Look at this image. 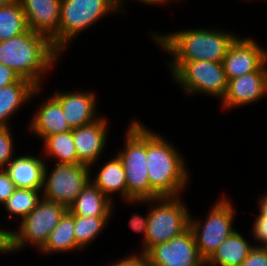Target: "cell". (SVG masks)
<instances>
[{"mask_svg":"<svg viewBox=\"0 0 267 266\" xmlns=\"http://www.w3.org/2000/svg\"><path fill=\"white\" fill-rule=\"evenodd\" d=\"M42 142L45 162L52 157L56 164H82L78 160L72 130L47 136Z\"/></svg>","mask_w":267,"mask_h":266,"instance_id":"24","label":"cell"},{"mask_svg":"<svg viewBox=\"0 0 267 266\" xmlns=\"http://www.w3.org/2000/svg\"><path fill=\"white\" fill-rule=\"evenodd\" d=\"M60 58L62 55L45 35L30 29L0 42V63L37 87H43V78L51 73Z\"/></svg>","mask_w":267,"mask_h":266,"instance_id":"2","label":"cell"},{"mask_svg":"<svg viewBox=\"0 0 267 266\" xmlns=\"http://www.w3.org/2000/svg\"><path fill=\"white\" fill-rule=\"evenodd\" d=\"M16 0H0V7L1 6H5V5H9L13 2H15Z\"/></svg>","mask_w":267,"mask_h":266,"instance_id":"38","label":"cell"},{"mask_svg":"<svg viewBox=\"0 0 267 266\" xmlns=\"http://www.w3.org/2000/svg\"><path fill=\"white\" fill-rule=\"evenodd\" d=\"M49 96L37 107L34 117H31L27 125L30 134L40 138L41 141L47 136L72 130L64 117L60 103L53 96Z\"/></svg>","mask_w":267,"mask_h":266,"instance_id":"17","label":"cell"},{"mask_svg":"<svg viewBox=\"0 0 267 266\" xmlns=\"http://www.w3.org/2000/svg\"><path fill=\"white\" fill-rule=\"evenodd\" d=\"M46 164L43 156L21 154L14 157L5 170L16 188L42 189Z\"/></svg>","mask_w":267,"mask_h":266,"instance_id":"19","label":"cell"},{"mask_svg":"<svg viewBox=\"0 0 267 266\" xmlns=\"http://www.w3.org/2000/svg\"><path fill=\"white\" fill-rule=\"evenodd\" d=\"M61 105L64 117L73 128H78L90 124L99 119L101 114L98 113V98L95 91H54L52 95Z\"/></svg>","mask_w":267,"mask_h":266,"instance_id":"16","label":"cell"},{"mask_svg":"<svg viewBox=\"0 0 267 266\" xmlns=\"http://www.w3.org/2000/svg\"><path fill=\"white\" fill-rule=\"evenodd\" d=\"M114 157L104 163L103 166L101 165L98 171L92 172L91 170V177L90 180L102 191L104 195H106L111 201H116L114 196L115 194L120 195L122 201H127V184H126V177L122 162L120 161L119 157L113 155Z\"/></svg>","mask_w":267,"mask_h":266,"instance_id":"20","label":"cell"},{"mask_svg":"<svg viewBox=\"0 0 267 266\" xmlns=\"http://www.w3.org/2000/svg\"><path fill=\"white\" fill-rule=\"evenodd\" d=\"M13 131L10 127L0 126V168H5L18 154H15Z\"/></svg>","mask_w":267,"mask_h":266,"instance_id":"28","label":"cell"},{"mask_svg":"<svg viewBox=\"0 0 267 266\" xmlns=\"http://www.w3.org/2000/svg\"><path fill=\"white\" fill-rule=\"evenodd\" d=\"M45 165L42 198L61 204L67 209L91 178V168L85 164ZM50 169V172H49Z\"/></svg>","mask_w":267,"mask_h":266,"instance_id":"10","label":"cell"},{"mask_svg":"<svg viewBox=\"0 0 267 266\" xmlns=\"http://www.w3.org/2000/svg\"><path fill=\"white\" fill-rule=\"evenodd\" d=\"M21 78L11 68L0 63V88L18 82Z\"/></svg>","mask_w":267,"mask_h":266,"instance_id":"34","label":"cell"},{"mask_svg":"<svg viewBox=\"0 0 267 266\" xmlns=\"http://www.w3.org/2000/svg\"><path fill=\"white\" fill-rule=\"evenodd\" d=\"M110 266H150L147 260V257L142 252H137L135 254L127 255L122 257L119 260L112 262Z\"/></svg>","mask_w":267,"mask_h":266,"instance_id":"33","label":"cell"},{"mask_svg":"<svg viewBox=\"0 0 267 266\" xmlns=\"http://www.w3.org/2000/svg\"><path fill=\"white\" fill-rule=\"evenodd\" d=\"M28 30L25 14L18 0L0 7V42Z\"/></svg>","mask_w":267,"mask_h":266,"instance_id":"26","label":"cell"},{"mask_svg":"<svg viewBox=\"0 0 267 266\" xmlns=\"http://www.w3.org/2000/svg\"><path fill=\"white\" fill-rule=\"evenodd\" d=\"M149 32L155 45L170 56L168 62L212 61L222 63L230 46L240 36L225 28H190L167 34Z\"/></svg>","mask_w":267,"mask_h":266,"instance_id":"1","label":"cell"},{"mask_svg":"<svg viewBox=\"0 0 267 266\" xmlns=\"http://www.w3.org/2000/svg\"><path fill=\"white\" fill-rule=\"evenodd\" d=\"M146 215H141L140 213H133L128 220L129 222V227L131 230H133L135 233L142 234L140 240H142V251L140 250L139 252H142L145 254V239H146V231H147V223H148V212H146Z\"/></svg>","mask_w":267,"mask_h":266,"instance_id":"29","label":"cell"},{"mask_svg":"<svg viewBox=\"0 0 267 266\" xmlns=\"http://www.w3.org/2000/svg\"><path fill=\"white\" fill-rule=\"evenodd\" d=\"M81 251L74 237V215L67 210L58 225L50 233L44 247L39 251L42 255Z\"/></svg>","mask_w":267,"mask_h":266,"instance_id":"23","label":"cell"},{"mask_svg":"<svg viewBox=\"0 0 267 266\" xmlns=\"http://www.w3.org/2000/svg\"><path fill=\"white\" fill-rule=\"evenodd\" d=\"M125 1V2H124ZM126 1L128 0H114L115 4H116V7L117 9L119 10L120 13H123L125 11V5L124 3H127ZM132 1V0H131ZM137 1L138 3H143V4H146V5H149L152 7L153 6H159V5H167V3H172L173 1L171 0H135Z\"/></svg>","mask_w":267,"mask_h":266,"instance_id":"36","label":"cell"},{"mask_svg":"<svg viewBox=\"0 0 267 266\" xmlns=\"http://www.w3.org/2000/svg\"><path fill=\"white\" fill-rule=\"evenodd\" d=\"M252 37L239 36L230 46L222 64L227 80L259 70L267 62V48Z\"/></svg>","mask_w":267,"mask_h":266,"instance_id":"12","label":"cell"},{"mask_svg":"<svg viewBox=\"0 0 267 266\" xmlns=\"http://www.w3.org/2000/svg\"><path fill=\"white\" fill-rule=\"evenodd\" d=\"M28 29L45 35L59 52L61 0H18Z\"/></svg>","mask_w":267,"mask_h":266,"instance_id":"14","label":"cell"},{"mask_svg":"<svg viewBox=\"0 0 267 266\" xmlns=\"http://www.w3.org/2000/svg\"><path fill=\"white\" fill-rule=\"evenodd\" d=\"M258 215L255 218H266L267 221V190L257 199Z\"/></svg>","mask_w":267,"mask_h":266,"instance_id":"37","label":"cell"},{"mask_svg":"<svg viewBox=\"0 0 267 266\" xmlns=\"http://www.w3.org/2000/svg\"><path fill=\"white\" fill-rule=\"evenodd\" d=\"M112 216L83 217L74 215V237L77 246L83 251L107 228Z\"/></svg>","mask_w":267,"mask_h":266,"instance_id":"27","label":"cell"},{"mask_svg":"<svg viewBox=\"0 0 267 266\" xmlns=\"http://www.w3.org/2000/svg\"><path fill=\"white\" fill-rule=\"evenodd\" d=\"M254 242L258 241L257 247H267V221L266 218H255L252 225Z\"/></svg>","mask_w":267,"mask_h":266,"instance_id":"30","label":"cell"},{"mask_svg":"<svg viewBox=\"0 0 267 266\" xmlns=\"http://www.w3.org/2000/svg\"><path fill=\"white\" fill-rule=\"evenodd\" d=\"M114 206V202L92 181H89L68 210L73 215L83 217L112 216L115 211Z\"/></svg>","mask_w":267,"mask_h":266,"instance_id":"21","label":"cell"},{"mask_svg":"<svg viewBox=\"0 0 267 266\" xmlns=\"http://www.w3.org/2000/svg\"><path fill=\"white\" fill-rule=\"evenodd\" d=\"M115 13L119 10L114 0H61L59 53L63 56L77 35Z\"/></svg>","mask_w":267,"mask_h":266,"instance_id":"8","label":"cell"},{"mask_svg":"<svg viewBox=\"0 0 267 266\" xmlns=\"http://www.w3.org/2000/svg\"><path fill=\"white\" fill-rule=\"evenodd\" d=\"M255 244L235 230L206 261L207 266H241Z\"/></svg>","mask_w":267,"mask_h":266,"instance_id":"22","label":"cell"},{"mask_svg":"<svg viewBox=\"0 0 267 266\" xmlns=\"http://www.w3.org/2000/svg\"><path fill=\"white\" fill-rule=\"evenodd\" d=\"M146 126V161L151 186V199L182 196L188 187L189 169L179 150Z\"/></svg>","mask_w":267,"mask_h":266,"instance_id":"3","label":"cell"},{"mask_svg":"<svg viewBox=\"0 0 267 266\" xmlns=\"http://www.w3.org/2000/svg\"><path fill=\"white\" fill-rule=\"evenodd\" d=\"M42 87H37L27 79L0 88V126L11 127L8 122L34 97L40 96Z\"/></svg>","mask_w":267,"mask_h":266,"instance_id":"18","label":"cell"},{"mask_svg":"<svg viewBox=\"0 0 267 266\" xmlns=\"http://www.w3.org/2000/svg\"><path fill=\"white\" fill-rule=\"evenodd\" d=\"M108 125L110 126L105 115L90 124L72 129L78 160L90 166L91 170L96 168V163L107 149Z\"/></svg>","mask_w":267,"mask_h":266,"instance_id":"15","label":"cell"},{"mask_svg":"<svg viewBox=\"0 0 267 266\" xmlns=\"http://www.w3.org/2000/svg\"><path fill=\"white\" fill-rule=\"evenodd\" d=\"M145 255L150 266H206L190 228L165 243L152 246Z\"/></svg>","mask_w":267,"mask_h":266,"instance_id":"11","label":"cell"},{"mask_svg":"<svg viewBox=\"0 0 267 266\" xmlns=\"http://www.w3.org/2000/svg\"><path fill=\"white\" fill-rule=\"evenodd\" d=\"M171 78L186 96L207 95L222 100L228 80L222 63L212 61L167 62ZM197 93V94H196Z\"/></svg>","mask_w":267,"mask_h":266,"instance_id":"6","label":"cell"},{"mask_svg":"<svg viewBox=\"0 0 267 266\" xmlns=\"http://www.w3.org/2000/svg\"><path fill=\"white\" fill-rule=\"evenodd\" d=\"M16 190L15 183L10 179L5 168H0V205H3Z\"/></svg>","mask_w":267,"mask_h":266,"instance_id":"31","label":"cell"},{"mask_svg":"<svg viewBox=\"0 0 267 266\" xmlns=\"http://www.w3.org/2000/svg\"><path fill=\"white\" fill-rule=\"evenodd\" d=\"M0 226V254L12 253V229L4 228ZM8 229V230H7Z\"/></svg>","mask_w":267,"mask_h":266,"instance_id":"35","label":"cell"},{"mask_svg":"<svg viewBox=\"0 0 267 266\" xmlns=\"http://www.w3.org/2000/svg\"><path fill=\"white\" fill-rule=\"evenodd\" d=\"M41 199L42 189L16 188L2 207L9 215L7 219L10 217L18 221L20 218L21 221L38 206Z\"/></svg>","mask_w":267,"mask_h":266,"instance_id":"25","label":"cell"},{"mask_svg":"<svg viewBox=\"0 0 267 266\" xmlns=\"http://www.w3.org/2000/svg\"><path fill=\"white\" fill-rule=\"evenodd\" d=\"M241 266H267V247L254 246Z\"/></svg>","mask_w":267,"mask_h":266,"instance_id":"32","label":"cell"},{"mask_svg":"<svg viewBox=\"0 0 267 266\" xmlns=\"http://www.w3.org/2000/svg\"><path fill=\"white\" fill-rule=\"evenodd\" d=\"M267 96V62L257 71L228 81L227 92L220 101L222 110L241 108Z\"/></svg>","mask_w":267,"mask_h":266,"instance_id":"13","label":"cell"},{"mask_svg":"<svg viewBox=\"0 0 267 266\" xmlns=\"http://www.w3.org/2000/svg\"><path fill=\"white\" fill-rule=\"evenodd\" d=\"M68 209L55 202L42 198L38 206L23 220L18 228L12 230V254L32 245L38 252L44 247L50 233L58 225L61 217ZM26 247V248H25Z\"/></svg>","mask_w":267,"mask_h":266,"instance_id":"9","label":"cell"},{"mask_svg":"<svg viewBox=\"0 0 267 266\" xmlns=\"http://www.w3.org/2000/svg\"><path fill=\"white\" fill-rule=\"evenodd\" d=\"M127 127L123 149L117 150L126 177L127 201L148 200L151 186L146 167V125L135 118Z\"/></svg>","mask_w":267,"mask_h":266,"instance_id":"5","label":"cell"},{"mask_svg":"<svg viewBox=\"0 0 267 266\" xmlns=\"http://www.w3.org/2000/svg\"><path fill=\"white\" fill-rule=\"evenodd\" d=\"M177 197H158L148 200H129L130 205L146 204L148 223L145 239V253L154 245L165 243L173 237L181 235L189 228L190 211Z\"/></svg>","mask_w":267,"mask_h":266,"instance_id":"4","label":"cell"},{"mask_svg":"<svg viewBox=\"0 0 267 266\" xmlns=\"http://www.w3.org/2000/svg\"><path fill=\"white\" fill-rule=\"evenodd\" d=\"M233 206L232 200L223 193V196L212 204L204 221L190 214L189 228L195 237L199 254L205 261L236 230L233 227L236 217V209Z\"/></svg>","mask_w":267,"mask_h":266,"instance_id":"7","label":"cell"}]
</instances>
